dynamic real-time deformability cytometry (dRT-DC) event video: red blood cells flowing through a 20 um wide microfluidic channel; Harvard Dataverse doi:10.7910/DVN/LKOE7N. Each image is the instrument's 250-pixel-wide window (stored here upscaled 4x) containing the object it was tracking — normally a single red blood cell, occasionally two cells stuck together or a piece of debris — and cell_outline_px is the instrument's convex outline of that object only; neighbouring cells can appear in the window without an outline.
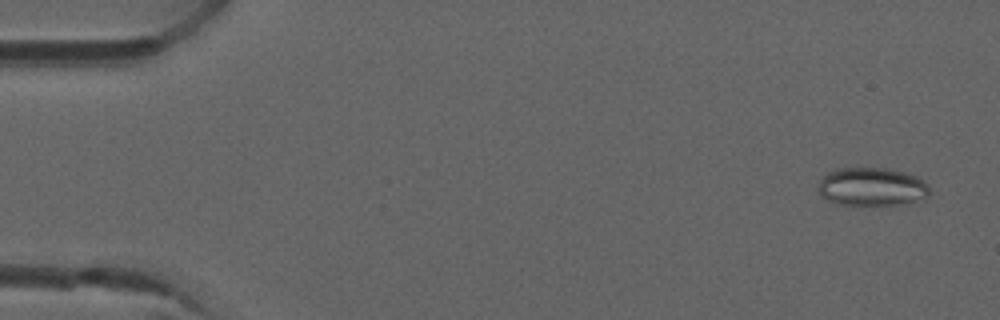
{"species": "common noctule bat (a hibernating species)", "species_latin": "Nyctalus noctula", "temperature_condition": "room temperature", "stored_images_in_passage": 7, "camera_frame_rate_fps": 3000, "um_per_image_px": 0.085, "animal": {"sex": "male", "forearm_length_mm": 52.5}, "frame": {"image": 1, "passage_image": 1, "time_ms": 0.0, "image_size_px": [1000, 320], "cell_outline_px": [[928, 196], [924, 200], [908, 204], [852, 208], [836, 204], [820, 196], [816, 188], [820, 180], [828, 172], [836, 168], [884, 168], [904, 172], [916, 176], [924, 180], [928, 184]], "centroid_in_image_um": [74.08, 15.94], "position_along_channel_um": 10.9, "area_um2": 26.13}}
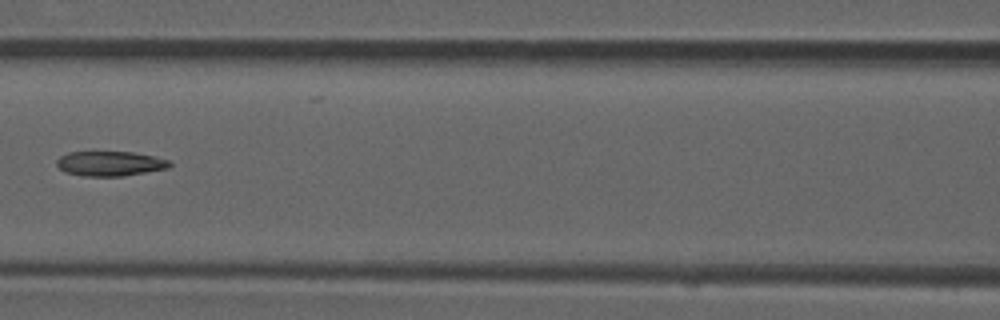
{"frame": {"image": 2, "passage_image": 7, "time_ms": 2.0, "image_size_px": [1000, 320], "cell_outline_px": [[172, 164], [168, 168], [124, 176], [84, 176], [64, 172], [56, 164], [56, 160], [60, 156], [68, 152], [132, 152], [156, 156], [168, 160]], "centroid_in_image_um": [9.35, 13.9], "position_along_channel_um": 157.3, "area_um2": 16.36}}